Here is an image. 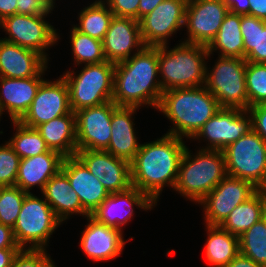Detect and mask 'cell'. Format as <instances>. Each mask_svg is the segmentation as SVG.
<instances>
[{
	"label": "cell",
	"mask_w": 266,
	"mask_h": 267,
	"mask_svg": "<svg viewBox=\"0 0 266 267\" xmlns=\"http://www.w3.org/2000/svg\"><path fill=\"white\" fill-rule=\"evenodd\" d=\"M240 31L244 42L245 60L266 63V21L241 15Z\"/></svg>",
	"instance_id": "31"
},
{
	"label": "cell",
	"mask_w": 266,
	"mask_h": 267,
	"mask_svg": "<svg viewBox=\"0 0 266 267\" xmlns=\"http://www.w3.org/2000/svg\"><path fill=\"white\" fill-rule=\"evenodd\" d=\"M20 248L14 238L13 229L0 223V249Z\"/></svg>",
	"instance_id": "43"
},
{
	"label": "cell",
	"mask_w": 266,
	"mask_h": 267,
	"mask_svg": "<svg viewBox=\"0 0 266 267\" xmlns=\"http://www.w3.org/2000/svg\"><path fill=\"white\" fill-rule=\"evenodd\" d=\"M159 76L158 46H144L115 63L112 101L117 106L157 109L163 93Z\"/></svg>",
	"instance_id": "2"
},
{
	"label": "cell",
	"mask_w": 266,
	"mask_h": 267,
	"mask_svg": "<svg viewBox=\"0 0 266 267\" xmlns=\"http://www.w3.org/2000/svg\"><path fill=\"white\" fill-rule=\"evenodd\" d=\"M70 44L75 65L97 64L106 61L102 41L70 29ZM83 63V64H82Z\"/></svg>",
	"instance_id": "34"
},
{
	"label": "cell",
	"mask_w": 266,
	"mask_h": 267,
	"mask_svg": "<svg viewBox=\"0 0 266 267\" xmlns=\"http://www.w3.org/2000/svg\"><path fill=\"white\" fill-rule=\"evenodd\" d=\"M18 0H0V21L5 17L17 14Z\"/></svg>",
	"instance_id": "47"
},
{
	"label": "cell",
	"mask_w": 266,
	"mask_h": 267,
	"mask_svg": "<svg viewBox=\"0 0 266 267\" xmlns=\"http://www.w3.org/2000/svg\"><path fill=\"white\" fill-rule=\"evenodd\" d=\"M102 44L106 61L118 63L129 59L144 47L139 21L114 16Z\"/></svg>",
	"instance_id": "20"
},
{
	"label": "cell",
	"mask_w": 266,
	"mask_h": 267,
	"mask_svg": "<svg viewBox=\"0 0 266 267\" xmlns=\"http://www.w3.org/2000/svg\"><path fill=\"white\" fill-rule=\"evenodd\" d=\"M262 220H263V222H264L265 225H266V206H265V208H264V210H263V213H262Z\"/></svg>",
	"instance_id": "50"
},
{
	"label": "cell",
	"mask_w": 266,
	"mask_h": 267,
	"mask_svg": "<svg viewBox=\"0 0 266 267\" xmlns=\"http://www.w3.org/2000/svg\"><path fill=\"white\" fill-rule=\"evenodd\" d=\"M41 194L62 223L74 214L85 218L90 216L83 209L79 196L71 189L69 179L62 170L45 184Z\"/></svg>",
	"instance_id": "26"
},
{
	"label": "cell",
	"mask_w": 266,
	"mask_h": 267,
	"mask_svg": "<svg viewBox=\"0 0 266 267\" xmlns=\"http://www.w3.org/2000/svg\"><path fill=\"white\" fill-rule=\"evenodd\" d=\"M240 253L266 267V225L261 219L239 236Z\"/></svg>",
	"instance_id": "35"
},
{
	"label": "cell",
	"mask_w": 266,
	"mask_h": 267,
	"mask_svg": "<svg viewBox=\"0 0 266 267\" xmlns=\"http://www.w3.org/2000/svg\"><path fill=\"white\" fill-rule=\"evenodd\" d=\"M164 0H140L138 7V21L154 10Z\"/></svg>",
	"instance_id": "49"
},
{
	"label": "cell",
	"mask_w": 266,
	"mask_h": 267,
	"mask_svg": "<svg viewBox=\"0 0 266 267\" xmlns=\"http://www.w3.org/2000/svg\"><path fill=\"white\" fill-rule=\"evenodd\" d=\"M115 63L104 61L88 64L77 72H63L69 88L70 107L73 112L112 101Z\"/></svg>",
	"instance_id": "6"
},
{
	"label": "cell",
	"mask_w": 266,
	"mask_h": 267,
	"mask_svg": "<svg viewBox=\"0 0 266 267\" xmlns=\"http://www.w3.org/2000/svg\"><path fill=\"white\" fill-rule=\"evenodd\" d=\"M251 130H253L252 117L248 110L221 108L192 139L199 142L205 139L207 146L199 149L224 150Z\"/></svg>",
	"instance_id": "11"
},
{
	"label": "cell",
	"mask_w": 266,
	"mask_h": 267,
	"mask_svg": "<svg viewBox=\"0 0 266 267\" xmlns=\"http://www.w3.org/2000/svg\"><path fill=\"white\" fill-rule=\"evenodd\" d=\"M252 117L253 130L266 142V104H259L248 108Z\"/></svg>",
	"instance_id": "42"
},
{
	"label": "cell",
	"mask_w": 266,
	"mask_h": 267,
	"mask_svg": "<svg viewBox=\"0 0 266 267\" xmlns=\"http://www.w3.org/2000/svg\"><path fill=\"white\" fill-rule=\"evenodd\" d=\"M20 160L6 141L0 145V184L4 187L15 186Z\"/></svg>",
	"instance_id": "38"
},
{
	"label": "cell",
	"mask_w": 266,
	"mask_h": 267,
	"mask_svg": "<svg viewBox=\"0 0 266 267\" xmlns=\"http://www.w3.org/2000/svg\"><path fill=\"white\" fill-rule=\"evenodd\" d=\"M220 109L216 98L200 86L164 91L156 110L172 122L167 134L192 140Z\"/></svg>",
	"instance_id": "3"
},
{
	"label": "cell",
	"mask_w": 266,
	"mask_h": 267,
	"mask_svg": "<svg viewBox=\"0 0 266 267\" xmlns=\"http://www.w3.org/2000/svg\"><path fill=\"white\" fill-rule=\"evenodd\" d=\"M185 143L183 138L166 133L157 140L141 144L130 162L132 186L156 205L165 187L175 188L179 163L187 147Z\"/></svg>",
	"instance_id": "1"
},
{
	"label": "cell",
	"mask_w": 266,
	"mask_h": 267,
	"mask_svg": "<svg viewBox=\"0 0 266 267\" xmlns=\"http://www.w3.org/2000/svg\"><path fill=\"white\" fill-rule=\"evenodd\" d=\"M55 8V0H47Z\"/></svg>",
	"instance_id": "51"
},
{
	"label": "cell",
	"mask_w": 266,
	"mask_h": 267,
	"mask_svg": "<svg viewBox=\"0 0 266 267\" xmlns=\"http://www.w3.org/2000/svg\"><path fill=\"white\" fill-rule=\"evenodd\" d=\"M71 112L69 88L61 75L53 82L49 79L43 81L31 106L19 122L25 126L37 128L43 123Z\"/></svg>",
	"instance_id": "16"
},
{
	"label": "cell",
	"mask_w": 266,
	"mask_h": 267,
	"mask_svg": "<svg viewBox=\"0 0 266 267\" xmlns=\"http://www.w3.org/2000/svg\"><path fill=\"white\" fill-rule=\"evenodd\" d=\"M241 15L228 12L219 31L207 46L209 54L218 51L221 57L245 59L244 42L240 31Z\"/></svg>",
	"instance_id": "30"
},
{
	"label": "cell",
	"mask_w": 266,
	"mask_h": 267,
	"mask_svg": "<svg viewBox=\"0 0 266 267\" xmlns=\"http://www.w3.org/2000/svg\"><path fill=\"white\" fill-rule=\"evenodd\" d=\"M45 140L46 145L52 151L62 156H76V116L75 112L43 123L36 128Z\"/></svg>",
	"instance_id": "27"
},
{
	"label": "cell",
	"mask_w": 266,
	"mask_h": 267,
	"mask_svg": "<svg viewBox=\"0 0 266 267\" xmlns=\"http://www.w3.org/2000/svg\"><path fill=\"white\" fill-rule=\"evenodd\" d=\"M229 12L240 15H249V0H222Z\"/></svg>",
	"instance_id": "44"
},
{
	"label": "cell",
	"mask_w": 266,
	"mask_h": 267,
	"mask_svg": "<svg viewBox=\"0 0 266 267\" xmlns=\"http://www.w3.org/2000/svg\"><path fill=\"white\" fill-rule=\"evenodd\" d=\"M61 170L67 175L71 189L77 193L83 209L89 215L110 195L77 156L64 158Z\"/></svg>",
	"instance_id": "22"
},
{
	"label": "cell",
	"mask_w": 266,
	"mask_h": 267,
	"mask_svg": "<svg viewBox=\"0 0 266 267\" xmlns=\"http://www.w3.org/2000/svg\"><path fill=\"white\" fill-rule=\"evenodd\" d=\"M207 240L204 247L205 260L212 267L227 266L239 253V237L220 226L205 225Z\"/></svg>",
	"instance_id": "28"
},
{
	"label": "cell",
	"mask_w": 266,
	"mask_h": 267,
	"mask_svg": "<svg viewBox=\"0 0 266 267\" xmlns=\"http://www.w3.org/2000/svg\"><path fill=\"white\" fill-rule=\"evenodd\" d=\"M20 250V248L0 249V267H11L15 256Z\"/></svg>",
	"instance_id": "46"
},
{
	"label": "cell",
	"mask_w": 266,
	"mask_h": 267,
	"mask_svg": "<svg viewBox=\"0 0 266 267\" xmlns=\"http://www.w3.org/2000/svg\"><path fill=\"white\" fill-rule=\"evenodd\" d=\"M47 250L21 249L11 267H57Z\"/></svg>",
	"instance_id": "39"
},
{
	"label": "cell",
	"mask_w": 266,
	"mask_h": 267,
	"mask_svg": "<svg viewBox=\"0 0 266 267\" xmlns=\"http://www.w3.org/2000/svg\"><path fill=\"white\" fill-rule=\"evenodd\" d=\"M188 0H164L139 20L144 46L168 45V38L183 29Z\"/></svg>",
	"instance_id": "13"
},
{
	"label": "cell",
	"mask_w": 266,
	"mask_h": 267,
	"mask_svg": "<svg viewBox=\"0 0 266 267\" xmlns=\"http://www.w3.org/2000/svg\"><path fill=\"white\" fill-rule=\"evenodd\" d=\"M266 206V190L259 189L252 197L237 205L220 225L229 233L240 236L262 219Z\"/></svg>",
	"instance_id": "29"
},
{
	"label": "cell",
	"mask_w": 266,
	"mask_h": 267,
	"mask_svg": "<svg viewBox=\"0 0 266 267\" xmlns=\"http://www.w3.org/2000/svg\"><path fill=\"white\" fill-rule=\"evenodd\" d=\"M158 46L159 79L163 92L176 88L204 86L208 58L207 46L180 42L169 49ZM169 49V50H168Z\"/></svg>",
	"instance_id": "4"
},
{
	"label": "cell",
	"mask_w": 266,
	"mask_h": 267,
	"mask_svg": "<svg viewBox=\"0 0 266 267\" xmlns=\"http://www.w3.org/2000/svg\"><path fill=\"white\" fill-rule=\"evenodd\" d=\"M12 124L16 132L7 143L21 159L50 151L36 128L25 126L19 121H12Z\"/></svg>",
	"instance_id": "33"
},
{
	"label": "cell",
	"mask_w": 266,
	"mask_h": 267,
	"mask_svg": "<svg viewBox=\"0 0 266 267\" xmlns=\"http://www.w3.org/2000/svg\"><path fill=\"white\" fill-rule=\"evenodd\" d=\"M17 186H5L0 195V223L13 229L18 219L25 196Z\"/></svg>",
	"instance_id": "37"
},
{
	"label": "cell",
	"mask_w": 266,
	"mask_h": 267,
	"mask_svg": "<svg viewBox=\"0 0 266 267\" xmlns=\"http://www.w3.org/2000/svg\"><path fill=\"white\" fill-rule=\"evenodd\" d=\"M47 66L48 60L35 50L0 38V77H35Z\"/></svg>",
	"instance_id": "23"
},
{
	"label": "cell",
	"mask_w": 266,
	"mask_h": 267,
	"mask_svg": "<svg viewBox=\"0 0 266 267\" xmlns=\"http://www.w3.org/2000/svg\"><path fill=\"white\" fill-rule=\"evenodd\" d=\"M79 23L73 27L85 35L102 41L114 17L103 0H96L78 13Z\"/></svg>",
	"instance_id": "32"
},
{
	"label": "cell",
	"mask_w": 266,
	"mask_h": 267,
	"mask_svg": "<svg viewBox=\"0 0 266 267\" xmlns=\"http://www.w3.org/2000/svg\"><path fill=\"white\" fill-rule=\"evenodd\" d=\"M2 114H3V113H2V111L0 110V121H1V116H2Z\"/></svg>",
	"instance_id": "53"
},
{
	"label": "cell",
	"mask_w": 266,
	"mask_h": 267,
	"mask_svg": "<svg viewBox=\"0 0 266 267\" xmlns=\"http://www.w3.org/2000/svg\"><path fill=\"white\" fill-rule=\"evenodd\" d=\"M134 206L147 211L154 209L156 204L145 193L131 186L123 192L110 193L90 216L98 223L121 230L133 218Z\"/></svg>",
	"instance_id": "18"
},
{
	"label": "cell",
	"mask_w": 266,
	"mask_h": 267,
	"mask_svg": "<svg viewBox=\"0 0 266 267\" xmlns=\"http://www.w3.org/2000/svg\"><path fill=\"white\" fill-rule=\"evenodd\" d=\"M47 16L49 15L14 14L7 16L0 21V28L8 37L1 39L35 50L50 61L46 51L61 38L55 27L45 20Z\"/></svg>",
	"instance_id": "10"
},
{
	"label": "cell",
	"mask_w": 266,
	"mask_h": 267,
	"mask_svg": "<svg viewBox=\"0 0 266 267\" xmlns=\"http://www.w3.org/2000/svg\"><path fill=\"white\" fill-rule=\"evenodd\" d=\"M229 9L222 0H191L187 2L184 28L186 43L208 46L217 35Z\"/></svg>",
	"instance_id": "14"
},
{
	"label": "cell",
	"mask_w": 266,
	"mask_h": 267,
	"mask_svg": "<svg viewBox=\"0 0 266 267\" xmlns=\"http://www.w3.org/2000/svg\"><path fill=\"white\" fill-rule=\"evenodd\" d=\"M76 156L109 193L123 192L132 186L129 161L106 150H80Z\"/></svg>",
	"instance_id": "17"
},
{
	"label": "cell",
	"mask_w": 266,
	"mask_h": 267,
	"mask_svg": "<svg viewBox=\"0 0 266 267\" xmlns=\"http://www.w3.org/2000/svg\"><path fill=\"white\" fill-rule=\"evenodd\" d=\"M3 188H4V186L2 184H0V195H1V192H2Z\"/></svg>",
	"instance_id": "52"
},
{
	"label": "cell",
	"mask_w": 266,
	"mask_h": 267,
	"mask_svg": "<svg viewBox=\"0 0 266 267\" xmlns=\"http://www.w3.org/2000/svg\"><path fill=\"white\" fill-rule=\"evenodd\" d=\"M48 66L35 77L6 78L0 77V110L9 114V119L19 121L28 111Z\"/></svg>",
	"instance_id": "21"
},
{
	"label": "cell",
	"mask_w": 266,
	"mask_h": 267,
	"mask_svg": "<svg viewBox=\"0 0 266 267\" xmlns=\"http://www.w3.org/2000/svg\"><path fill=\"white\" fill-rule=\"evenodd\" d=\"M249 15L266 21V0H249Z\"/></svg>",
	"instance_id": "45"
},
{
	"label": "cell",
	"mask_w": 266,
	"mask_h": 267,
	"mask_svg": "<svg viewBox=\"0 0 266 267\" xmlns=\"http://www.w3.org/2000/svg\"><path fill=\"white\" fill-rule=\"evenodd\" d=\"M116 17H125L138 20L140 0H103Z\"/></svg>",
	"instance_id": "40"
},
{
	"label": "cell",
	"mask_w": 266,
	"mask_h": 267,
	"mask_svg": "<svg viewBox=\"0 0 266 267\" xmlns=\"http://www.w3.org/2000/svg\"><path fill=\"white\" fill-rule=\"evenodd\" d=\"M217 58L212 69L206 67L204 87L216 98L221 108L248 110L247 61L236 57Z\"/></svg>",
	"instance_id": "8"
},
{
	"label": "cell",
	"mask_w": 266,
	"mask_h": 267,
	"mask_svg": "<svg viewBox=\"0 0 266 267\" xmlns=\"http://www.w3.org/2000/svg\"><path fill=\"white\" fill-rule=\"evenodd\" d=\"M87 225L81 231L80 248L92 261L113 260L122 254L126 245L123 231L98 223L87 216Z\"/></svg>",
	"instance_id": "19"
},
{
	"label": "cell",
	"mask_w": 266,
	"mask_h": 267,
	"mask_svg": "<svg viewBox=\"0 0 266 267\" xmlns=\"http://www.w3.org/2000/svg\"><path fill=\"white\" fill-rule=\"evenodd\" d=\"M64 156L50 150L49 152L20 160L15 186L26 193H32L33 187L42 192L45 184L61 170Z\"/></svg>",
	"instance_id": "25"
},
{
	"label": "cell",
	"mask_w": 266,
	"mask_h": 267,
	"mask_svg": "<svg viewBox=\"0 0 266 267\" xmlns=\"http://www.w3.org/2000/svg\"><path fill=\"white\" fill-rule=\"evenodd\" d=\"M222 151L228 176L247 180L266 190V142L254 130Z\"/></svg>",
	"instance_id": "9"
},
{
	"label": "cell",
	"mask_w": 266,
	"mask_h": 267,
	"mask_svg": "<svg viewBox=\"0 0 266 267\" xmlns=\"http://www.w3.org/2000/svg\"><path fill=\"white\" fill-rule=\"evenodd\" d=\"M138 107L118 106L112 114L111 140L105 149L115 157L131 162L140 149L137 133L134 129V114Z\"/></svg>",
	"instance_id": "24"
},
{
	"label": "cell",
	"mask_w": 266,
	"mask_h": 267,
	"mask_svg": "<svg viewBox=\"0 0 266 267\" xmlns=\"http://www.w3.org/2000/svg\"><path fill=\"white\" fill-rule=\"evenodd\" d=\"M226 176L222 150L199 149L192 154L187 146L179 163L174 191L198 204Z\"/></svg>",
	"instance_id": "5"
},
{
	"label": "cell",
	"mask_w": 266,
	"mask_h": 267,
	"mask_svg": "<svg viewBox=\"0 0 266 267\" xmlns=\"http://www.w3.org/2000/svg\"><path fill=\"white\" fill-rule=\"evenodd\" d=\"M118 106L113 101L75 112L77 151L105 150L111 140V120Z\"/></svg>",
	"instance_id": "15"
},
{
	"label": "cell",
	"mask_w": 266,
	"mask_h": 267,
	"mask_svg": "<svg viewBox=\"0 0 266 267\" xmlns=\"http://www.w3.org/2000/svg\"><path fill=\"white\" fill-rule=\"evenodd\" d=\"M61 224L44 197L28 193L13 227V235L20 249L46 250L51 235Z\"/></svg>",
	"instance_id": "7"
},
{
	"label": "cell",
	"mask_w": 266,
	"mask_h": 267,
	"mask_svg": "<svg viewBox=\"0 0 266 267\" xmlns=\"http://www.w3.org/2000/svg\"><path fill=\"white\" fill-rule=\"evenodd\" d=\"M258 190L247 180L227 175L198 203L203 207L204 224L220 226L237 205L248 200Z\"/></svg>",
	"instance_id": "12"
},
{
	"label": "cell",
	"mask_w": 266,
	"mask_h": 267,
	"mask_svg": "<svg viewBox=\"0 0 266 267\" xmlns=\"http://www.w3.org/2000/svg\"><path fill=\"white\" fill-rule=\"evenodd\" d=\"M245 78L248 108L266 104V63L247 61Z\"/></svg>",
	"instance_id": "36"
},
{
	"label": "cell",
	"mask_w": 266,
	"mask_h": 267,
	"mask_svg": "<svg viewBox=\"0 0 266 267\" xmlns=\"http://www.w3.org/2000/svg\"><path fill=\"white\" fill-rule=\"evenodd\" d=\"M225 267H264L257 264L252 259L239 253L227 266Z\"/></svg>",
	"instance_id": "48"
},
{
	"label": "cell",
	"mask_w": 266,
	"mask_h": 267,
	"mask_svg": "<svg viewBox=\"0 0 266 267\" xmlns=\"http://www.w3.org/2000/svg\"><path fill=\"white\" fill-rule=\"evenodd\" d=\"M17 14L23 15H49L54 7L47 0H18Z\"/></svg>",
	"instance_id": "41"
}]
</instances>
